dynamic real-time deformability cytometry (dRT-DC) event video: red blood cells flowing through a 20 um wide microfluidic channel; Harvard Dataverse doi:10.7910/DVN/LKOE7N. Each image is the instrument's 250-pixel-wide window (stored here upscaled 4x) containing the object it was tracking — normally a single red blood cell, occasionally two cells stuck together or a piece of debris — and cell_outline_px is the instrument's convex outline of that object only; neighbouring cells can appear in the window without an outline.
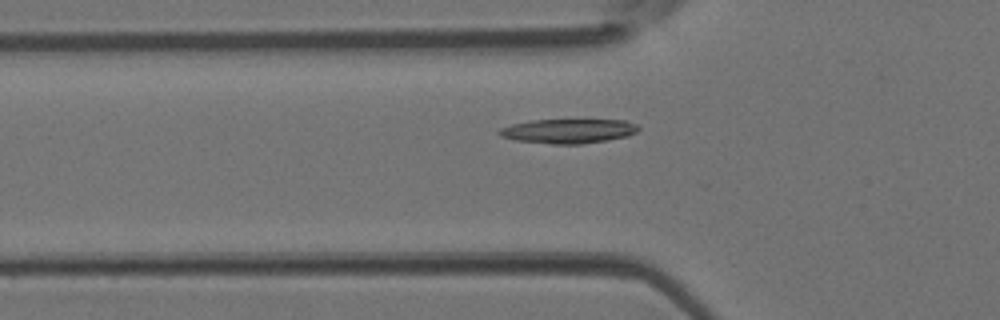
{"species": "Egyptian fruit bat (a non-hibernating species)", "species_latin": "Rousettus aegyptiacus", "temperature_condition": "room temperature", "stored_images_in_passage": 16, "camera_frame_rate_fps": 3000, "um_per_image_px": 0.085, "animal": {"sex": "female"}, "frame": {"image": 1, "passage_image": 11, "time_ms": 3.333, "image_size_px": [1000, 320], "cell_outline_px": [[640, 128], [636, 132], [628, 136], [608, 140], [584, 144], [552, 144], [516, 140], [500, 136], [496, 132], [500, 128], [512, 124], [532, 120], [624, 120], [636, 124]], "centroid_in_image_um": [48.31, 11.14], "position_along_channel_um": 77.5, "area_um2": 19.83}}
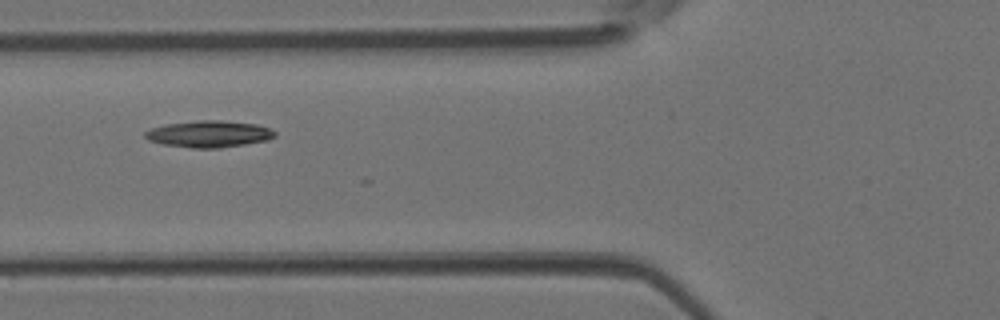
{"frame": {"image": 2, "passage_image": 13, "time_ms": 4.0, "image_size_px": [1000, 320], "cell_outline_px": [[276, 136], [268, 140], [220, 148], [192, 148], [164, 144], [148, 140], [144, 136], [144, 132], [152, 128], [164, 124], [196, 120], [220, 120], [256, 124], [268, 128], [276, 132]], "centroid_in_image_um": [17.75, 11.38], "position_along_channel_um": 108.1, "area_um2": 20.17}}
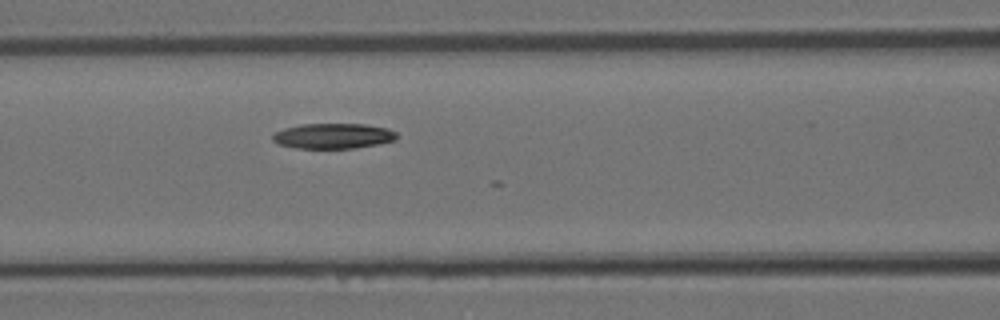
{"frame": {"image": 3, "passage_image": 15, "time_ms": 4.667, "image_size_px": [1000, 320], "cell_outline_px": [[396, 140], [356, 148], [296, 148], [276, 144], [272, 140], [272, 136], [276, 132], [284, 128], [300, 124], [364, 124], [388, 128], [396, 132]], "centroid_in_image_um": [28.29, 11.55], "position_along_channel_um": 138.3, "area_um2": 18.32}}